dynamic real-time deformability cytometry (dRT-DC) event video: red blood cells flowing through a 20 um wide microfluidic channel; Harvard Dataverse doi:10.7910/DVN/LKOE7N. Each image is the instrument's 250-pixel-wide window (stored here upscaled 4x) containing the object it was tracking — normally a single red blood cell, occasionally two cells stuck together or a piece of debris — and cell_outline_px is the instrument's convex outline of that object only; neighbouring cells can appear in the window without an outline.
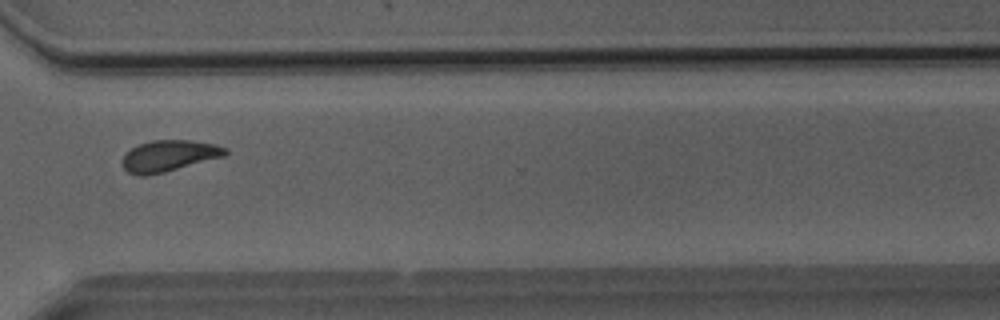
{"species": "Egyptian fruit bat (a non-hibernating species)", "species_latin": "Rousettus aegyptiacus", "temperature_condition": "room temperature", "stored_images_in_passage": 44, "camera_frame_rate_fps": 3000, "um_per_image_px": 0.085, "animal": {"sex": "male"}, "frame": {"image": 1, "passage_image": 31, "time_ms": 10.0, "image_size_px": [1000, 320], "cell_outline_px": [[228, 152], [224, 156], [164, 172], [148, 176], [136, 176], [128, 172], [120, 164], [120, 160], [132, 148], [140, 144], [152, 140], [192, 140], [216, 144], [228, 148]], "centroid_in_image_um": [14.34, 13.25], "position_along_channel_um": 356.3, "area_um2": 18.84}}
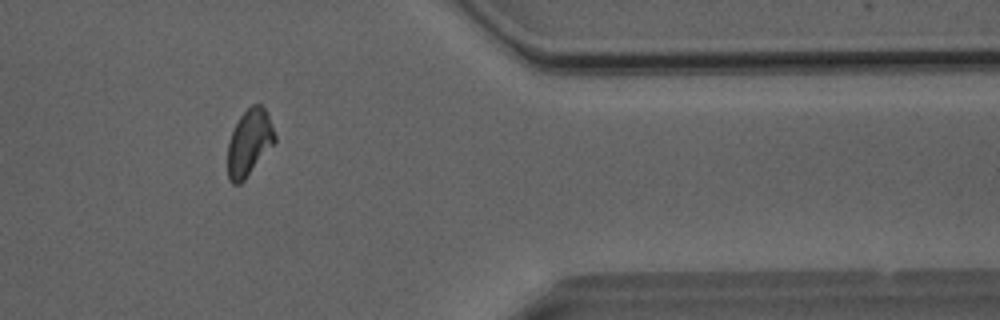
{"frame": {"image": 2, "passage_image": 35, "time_ms": 11.333, "image_size_px": [1000, 320], "cell_outline_px": [[276, 140], [244, 180], [240, 184], [232, 184], [228, 180], [228, 140], [240, 116], [252, 104], [260, 104], [264, 108], [268, 116], [276, 136]], "centroid_in_image_um": [21.17, 12.13], "position_along_channel_um": 390.2, "area_um2": 17.92}}
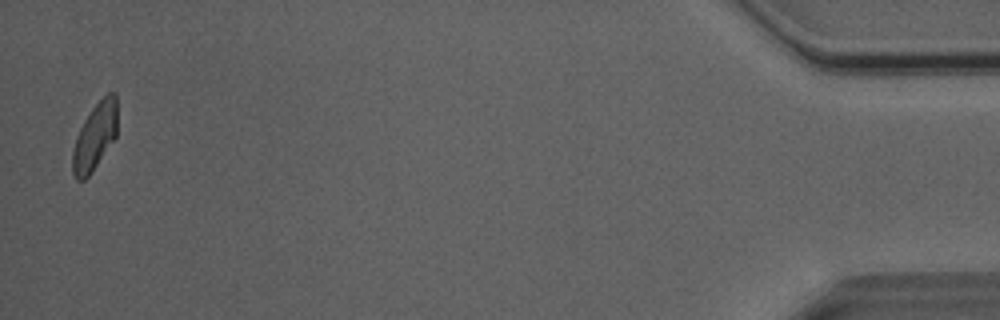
{"frame": {"image": 3, "passage_image": 43, "time_ms": 14.0, "image_size_px": [1000, 320], "cell_outline_px": [[116, 136], [92, 172], [84, 180], [76, 180], [72, 172], [72, 152], [76, 136], [84, 120], [92, 108], [108, 92], [116, 92]], "centroid_in_image_um": [8.04, 11.62], "position_along_channel_um": 427.2, "area_um2": 17.34}, "authors_computed_cell_mechanics": {"area_um2": 18.3226, "velocity_mm_per_s": 4.0304, "shape_relaxation_time_tau1_ms": 5.7251, "shape_relaxation_time_tau2_ms": 2.5721, "deformation_change_tau1": 0.1303, "deformation_change_tau2": 0.0824}}